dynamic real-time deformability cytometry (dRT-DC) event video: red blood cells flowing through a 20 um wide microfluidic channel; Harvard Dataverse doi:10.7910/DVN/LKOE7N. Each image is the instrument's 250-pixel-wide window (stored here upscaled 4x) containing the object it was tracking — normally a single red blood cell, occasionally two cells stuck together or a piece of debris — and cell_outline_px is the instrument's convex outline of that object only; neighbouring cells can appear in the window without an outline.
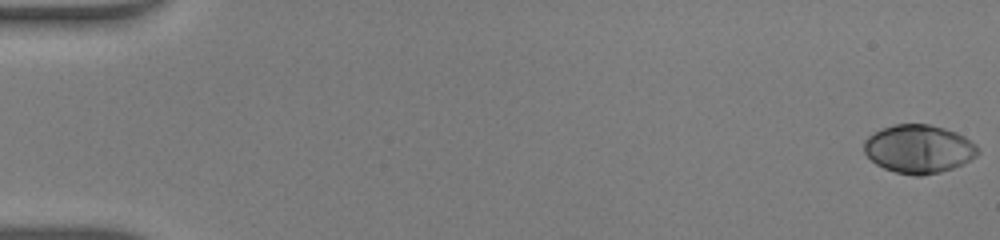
{"species": "human", "species_latin": "Homo sapiens", "temperature_condition": "warm", "stored_images_in_passage": 49, "camera_frame_rate_fps": 3000, "um_per_image_px": 0.085, "donor": {"sex": "male"}, "frame": {"image": 1, "passage_image": 1, "time_ms": 0.0, "image_size_px": [1000, 240], "cell_outline_px": [[980, 152], [976, 156], [952, 168], [940, 172], [920, 176], [916, 176], [896, 172], [884, 168], [876, 164], [864, 152], [864, 140], [868, 136], [884, 128], [896, 124], [928, 124], [944, 128], [956, 132], [964, 136], [976, 144], [980, 148]], "centroid_in_image_um": [78.1, 12.66], "position_along_channel_um": 6.9, "area_um2": 31.91}}
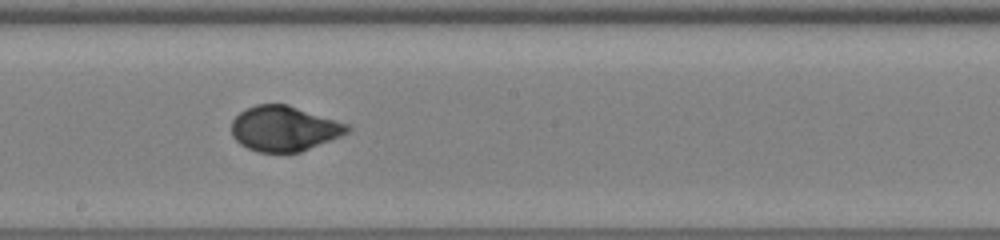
{"frame": {"image": 2, "passage_image": 28, "time_ms": 9.0, "image_size_px": [1000, 240], "cell_outline_px": [[352, 128], [348, 132], [340, 136], [300, 152], [256, 152], [240, 144], [232, 136], [232, 120], [240, 112], [256, 104], [288, 104], [348, 124]], "centroid_in_image_um": [24.14, 10.93], "position_along_channel_um": 224.1, "area_um2": 30.35}}
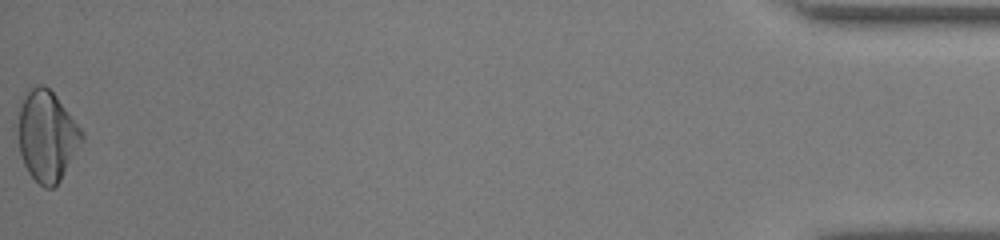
{"frame": {"image": 3, "passage_image": 49, "time_ms": 16.0, "image_size_px": [1000, 240], "cell_outline_px": [[84, 140], [60, 180], [52, 188], [44, 188], [28, 172], [24, 164], [12, 128], [12, 124], [20, 104], [28, 92], [32, 88], [40, 84], [44, 84], [56, 96], [84, 132]], "centroid_in_image_um": [3.92, 11.54], "position_along_channel_um": 431.3, "area_um2": 34.45}, "authors_computed_cell_mechanics": {"area_um2": 31.0964, "velocity_mm_per_s": 4.3326, "shape_relaxation_time_tau1_ms": 4.2729, "shape_relaxation_time_tau2_ms": null, "deformation_change_tau1": 0.2101, "deformation_change_tau2": null}}